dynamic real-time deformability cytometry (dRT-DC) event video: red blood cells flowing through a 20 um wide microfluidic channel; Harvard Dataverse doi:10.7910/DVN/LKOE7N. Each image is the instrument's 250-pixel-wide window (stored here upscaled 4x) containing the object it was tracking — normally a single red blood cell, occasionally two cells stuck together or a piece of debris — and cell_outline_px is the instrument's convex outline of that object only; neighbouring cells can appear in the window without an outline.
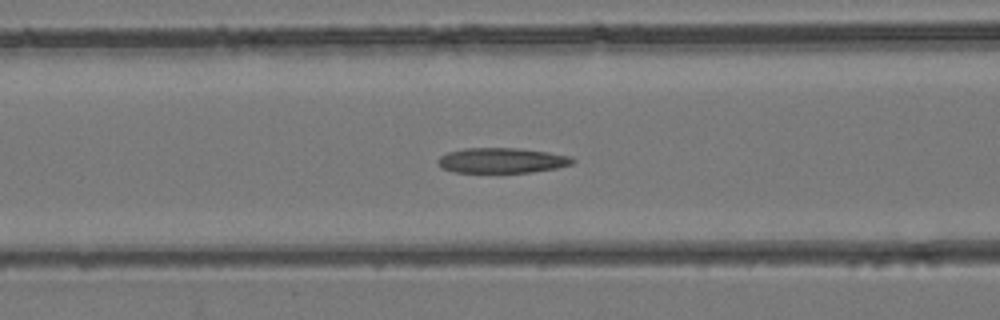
{"species": "common noctule bat (a hibernating species)", "species_latin": "Nyctalus noctula", "temperature_condition": "room temperature", "stored_images_in_passage": 29, "camera_frame_rate_fps": 3000, "um_per_image_px": 0.085, "animal": {"sex": "female", "body_mass_g": 24.6, "forearm_length_mm": 56.2}, "frame": {"image": 1, "passage_image": 4, "time_ms": 1.0, "image_size_px": [1000, 320], "cell_outline_px": [[576, 160], [572, 164], [556, 168], [532, 172], [452, 172], [440, 168], [436, 160], [440, 156], [448, 152], [464, 148], [520, 148], [548, 152], [572, 156]], "centroid_in_image_um": [42.65, 13.63], "position_along_channel_um": 124.0, "area_um2": 19.94}}
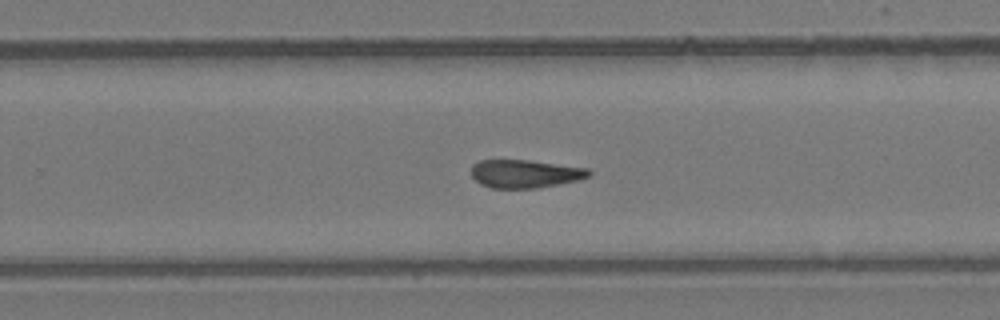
{"frame": {"image": 2, "passage_image": 14, "time_ms": 4.333, "image_size_px": [1000, 320], "cell_outline_px": [[592, 172], [588, 176], [576, 180], [536, 188], [492, 188], [480, 184], [472, 176], [472, 164], [480, 160], [528, 160], [588, 168]], "centroid_in_image_um": [44.59, 14.76], "position_along_channel_um": 285.2, "area_um2": 19.07}}
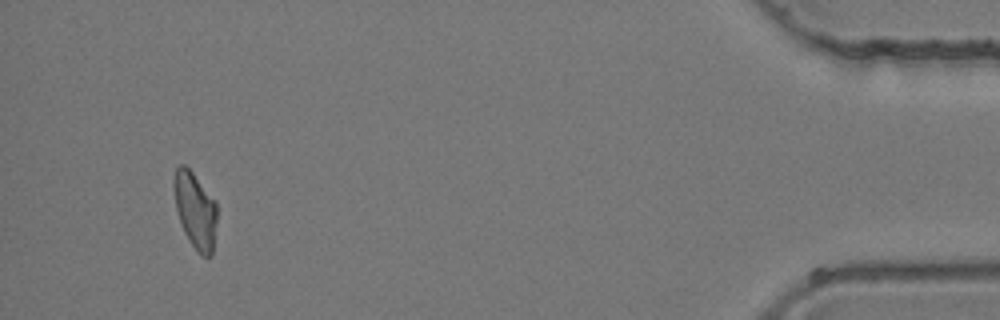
{"frame": {"image": 3, "passage_image": 27, "time_ms": 8.667, "image_size_px": [1000, 320], "cell_outline_px": [[216, 224], [212, 256], [200, 256], [196, 252], [184, 232], [176, 208], [172, 184], [176, 168], [180, 164], [184, 164], [192, 172], [216, 200]], "centroid_in_image_um": [16.59, 17.87], "position_along_channel_um": 418.6, "area_um2": 19.25}}